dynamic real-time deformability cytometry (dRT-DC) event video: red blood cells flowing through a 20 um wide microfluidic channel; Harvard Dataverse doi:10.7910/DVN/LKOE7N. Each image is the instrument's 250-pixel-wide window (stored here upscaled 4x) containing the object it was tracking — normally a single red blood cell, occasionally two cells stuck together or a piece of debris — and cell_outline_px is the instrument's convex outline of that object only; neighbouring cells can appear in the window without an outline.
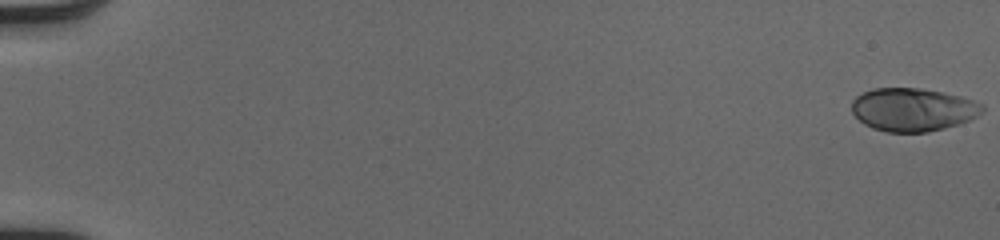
{"species": "human", "species_latin": "Homo sapiens", "temperature_condition": "cold", "stored_images_in_passage": 52, "camera_frame_rate_fps": 3000, "um_per_image_px": 0.085, "donor": {"sex": "male"}, "frame": {"image": 1, "passage_image": 1, "time_ms": 0.0, "image_size_px": [1000, 240], "cell_outline_px": [[984, 108], [976, 116], [968, 120], [944, 128], [928, 132], [884, 132], [872, 128], [864, 124], [852, 112], [852, 100], [856, 96], [872, 88], [920, 88], [960, 96], [984, 104]], "centroid_in_image_um": [77.56, 9.31], "position_along_channel_um": 7.4, "area_um2": 32.66}}
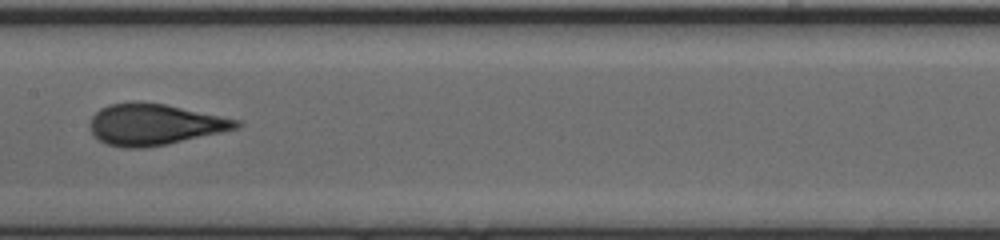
{"frame": {"image": 2, "passage_image": 29, "time_ms": 9.333, "image_size_px": [1000, 240], "cell_outline_px": [[244, 124], [236, 128], [220, 132], [168, 144], [144, 148], [124, 148], [108, 144], [100, 140], [88, 128], [88, 124], [92, 116], [100, 108], [108, 104], [132, 100], [136, 100], [164, 104], [240, 120]], "centroid_in_image_um": [13.08, 10.56], "position_along_channel_um": 194.3, "area_um2": 35.26}}
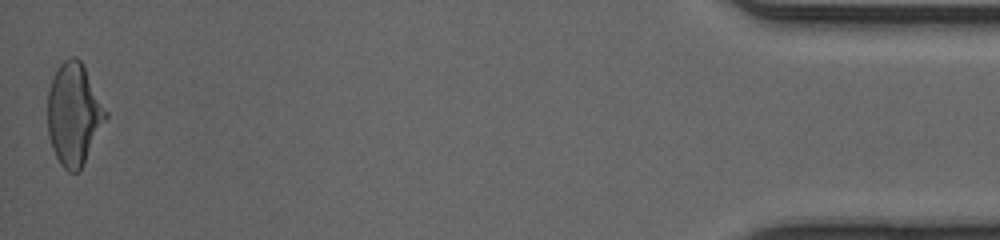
{"frame": {"image": 3, "passage_image": 52, "time_ms": 17.0, "image_size_px": [1000, 240], "cell_outline_px": [[108, 116], [84, 164], [76, 172], [68, 172], [60, 164], [52, 148], [48, 136], [48, 88], [60, 64], [64, 60], [72, 56], [76, 56], [80, 60], [108, 112]], "centroid_in_image_um": [6.28, 9.72], "position_along_channel_um": 428.9, "area_um2": 34.33}, "authors_computed_cell_mechanics": {"area_um2": 33.8708, "velocity_mm_per_s": 4.1248, "shape_relaxation_time_tau1_ms": 4.3642, "shape_relaxation_time_tau2_ms": 0.66, "deformation_change_tau1": 0.1831, "deformation_change_tau2": 0.0655}}